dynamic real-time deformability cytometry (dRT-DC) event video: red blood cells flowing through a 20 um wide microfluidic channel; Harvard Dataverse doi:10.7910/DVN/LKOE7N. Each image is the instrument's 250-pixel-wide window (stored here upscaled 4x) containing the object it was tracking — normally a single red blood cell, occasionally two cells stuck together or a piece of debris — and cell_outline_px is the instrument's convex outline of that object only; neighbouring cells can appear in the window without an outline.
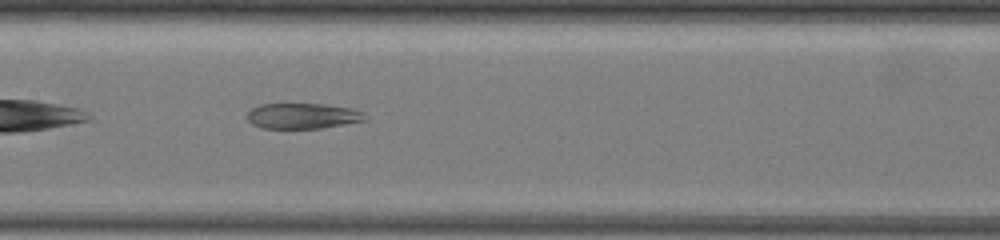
{"species": "common noctule bat (a hibernating species)", "species_latin": "Nyctalus noctula", "temperature_condition": "warm", "stored_images_in_passage": 21, "camera_frame_rate_fps": 3000, "um_per_image_px": 0.085, "animal": {"sex": "female", "body_mass_g": 19.5, "forearm_length_mm": 54.1}, "frame": {"image": 1, "passage_image": 7, "time_ms": 2.667, "image_size_px": [1000, 240], "cell_outline_px": [[368, 120], [320, 128], [260, 128], [252, 124], [248, 120], [248, 112], [252, 108], [260, 104], [324, 104], [352, 108], [364, 112]], "centroid_in_image_um": [25.75, 9.85], "position_along_channel_um": 181.7, "area_um2": 17.57}}
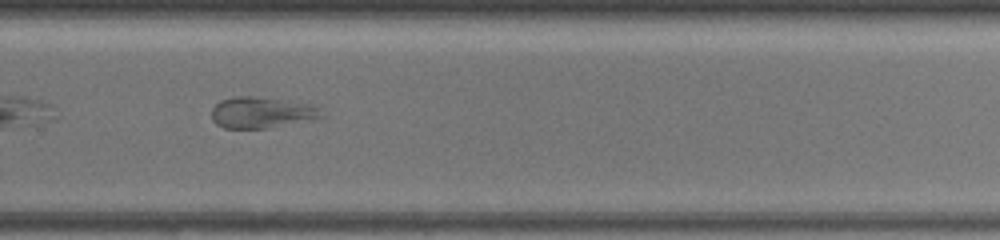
{"frame": {"image": 2, "passage_image": 15, "time_ms": 5.667, "image_size_px": [1000, 240], "cell_outline_px": [[324, 116], [268, 128], [224, 128], [216, 124], [212, 120], [212, 108], [220, 100], [236, 96], [256, 96], [312, 104], [320, 108]], "centroid_in_image_um": [22.2, 9.55], "position_along_channel_um": 307.6, "area_um2": 19.83}}
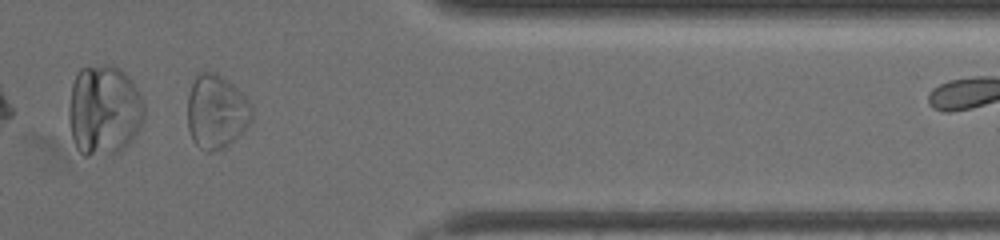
{"frame": {"image": 3, "passage_image": 18, "time_ms": 8.0, "image_size_px": [1000, 240], "cell_outline_px": [[252, 120], [224, 148], [212, 152], [208, 152], [200, 148], [192, 140], [188, 128], [188, 96], [196, 72], [216, 72], [228, 80], [248, 100], [252, 108]], "centroid_in_image_um": [18.36, 9.48], "position_along_channel_um": 393.0, "area_um2": 27.51}}